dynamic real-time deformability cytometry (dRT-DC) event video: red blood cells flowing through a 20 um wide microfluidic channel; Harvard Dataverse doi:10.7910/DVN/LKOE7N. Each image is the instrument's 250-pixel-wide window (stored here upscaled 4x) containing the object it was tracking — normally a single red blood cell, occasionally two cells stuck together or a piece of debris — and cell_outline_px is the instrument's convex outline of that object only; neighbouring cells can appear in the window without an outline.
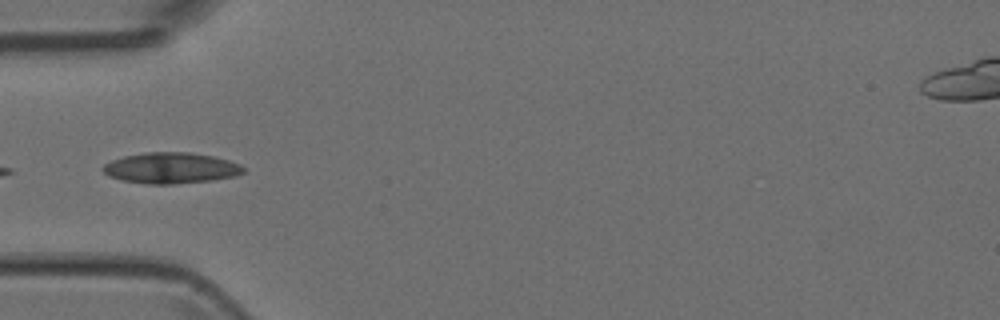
{"species": "Egyptian fruit bat (a non-hibernating species)", "species_latin": "Rousettus aegyptiacus", "temperature_condition": "room temperature", "stored_images_in_passage": 7, "camera_frame_rate_fps": 3000, "um_per_image_px": 0.085, "animal": {"sex": "female"}, "frame": {"image": 1, "passage_image": 5, "time_ms": 4.667, "image_size_px": [1000, 320], "cell_outline_px": [[244, 172], [236, 176], [212, 180], [172, 184], [148, 184], [120, 180], [108, 176], [100, 168], [104, 164], [112, 160], [124, 156], [144, 152], [188, 152], [212, 156], [228, 160], [240, 164], [244, 168]], "centroid_in_image_um": [14.5, 14.28], "position_along_channel_um": 70.5, "area_um2": 25.37}}
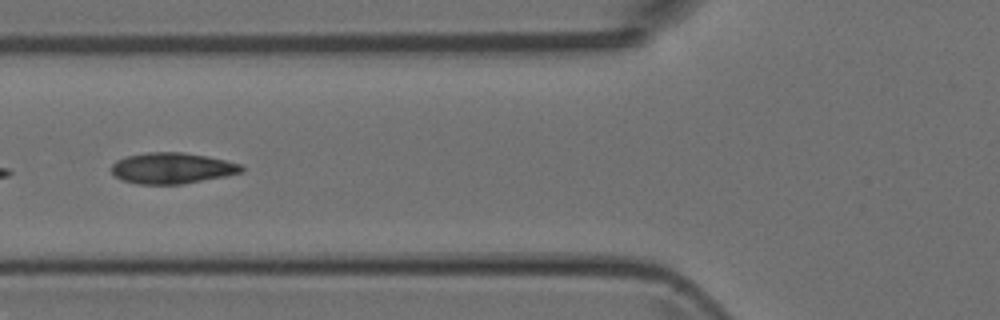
{"frame": {"image": 2, "passage_image": 6, "time_ms": 5.667, "image_size_px": [1000, 320], "cell_outline_px": [[244, 172], [224, 176], [180, 184], [140, 184], [124, 180], [116, 176], [112, 172], [112, 164], [116, 160], [124, 156], [148, 152], [184, 152], [224, 160], [240, 164], [244, 168]], "centroid_in_image_um": [14.6, 14.28], "position_along_channel_um": 111.2, "area_um2": 23.24}}
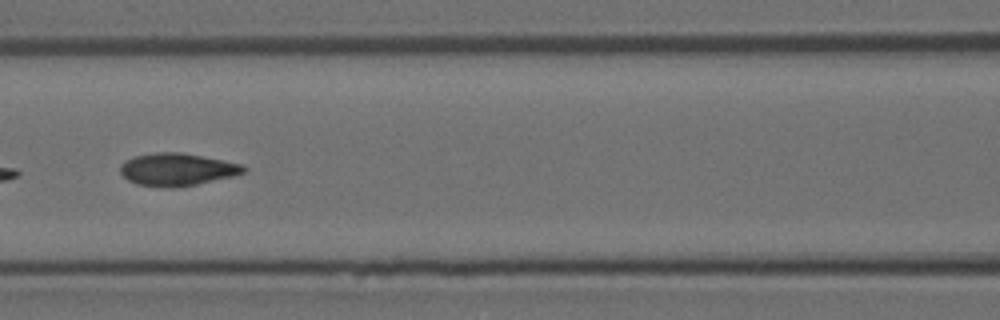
{"frame": {"image": 3, "passage_image": 7, "time_ms": 6.667, "image_size_px": [1000, 320], "cell_outline_px": [[248, 168], [244, 172], [232, 176], [196, 184], [172, 188], [168, 188], [136, 184], [128, 180], [120, 172], [120, 164], [124, 160], [132, 156], [156, 152], [180, 152], [244, 164]], "centroid_in_image_um": [15.02, 14.39], "position_along_channel_um": 151.6, "area_um2": 23.47}}